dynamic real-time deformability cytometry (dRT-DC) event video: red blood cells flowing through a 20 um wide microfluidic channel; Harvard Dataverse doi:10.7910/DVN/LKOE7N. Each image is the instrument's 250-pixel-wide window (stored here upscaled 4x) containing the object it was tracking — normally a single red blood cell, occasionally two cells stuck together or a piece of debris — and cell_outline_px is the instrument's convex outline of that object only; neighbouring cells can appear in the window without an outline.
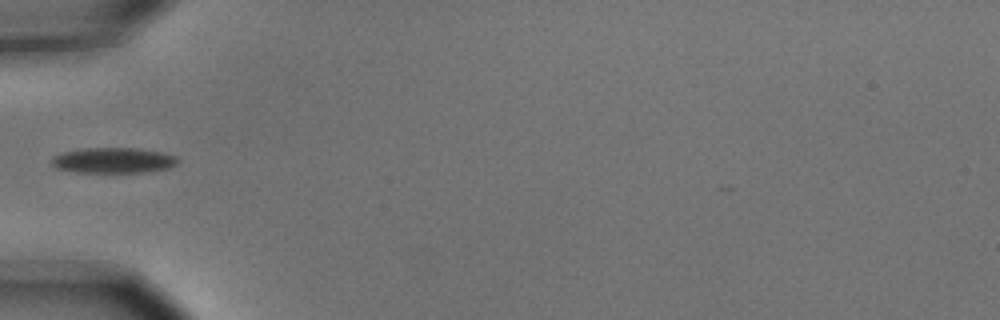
{"species": "common noctule bat (a hibernating species)", "species_latin": "Nyctalus noctula", "temperature_condition": "cold", "stored_images_in_passage": 5, "camera_frame_rate_fps": 3000, "um_per_image_px": 0.085, "animal": {"sex": "male", "body_mass_g": 15.6}, "frame": {"image": 1, "passage_image": 4, "time_ms": 1.0, "image_size_px": [1000, 320], "cell_outline_px": [[180, 160], [176, 164], [168, 168], [144, 172], [76, 172], [56, 168], [52, 164], [52, 156], [64, 152], [84, 148], [136, 148], [160, 152], [176, 156]], "centroid_in_image_um": [9.63, 13.63], "position_along_channel_um": 75.4, "area_um2": 18.61}}
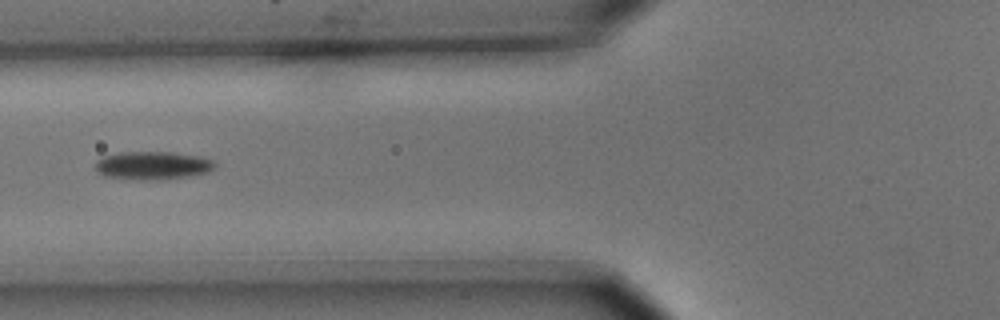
{"frame": {"image": 2, "passage_image": 5, "time_ms": 1.333, "image_size_px": [1000, 320], "cell_outline_px": [[216, 168], [208, 172], [188, 176], [108, 176], [96, 172], [96, 160], [104, 156], [120, 152], [172, 152], [200, 156], [212, 160], [216, 164]], "centroid_in_image_um": [13.03, 13.98], "position_along_channel_um": 112.8, "area_um2": 18.21}}